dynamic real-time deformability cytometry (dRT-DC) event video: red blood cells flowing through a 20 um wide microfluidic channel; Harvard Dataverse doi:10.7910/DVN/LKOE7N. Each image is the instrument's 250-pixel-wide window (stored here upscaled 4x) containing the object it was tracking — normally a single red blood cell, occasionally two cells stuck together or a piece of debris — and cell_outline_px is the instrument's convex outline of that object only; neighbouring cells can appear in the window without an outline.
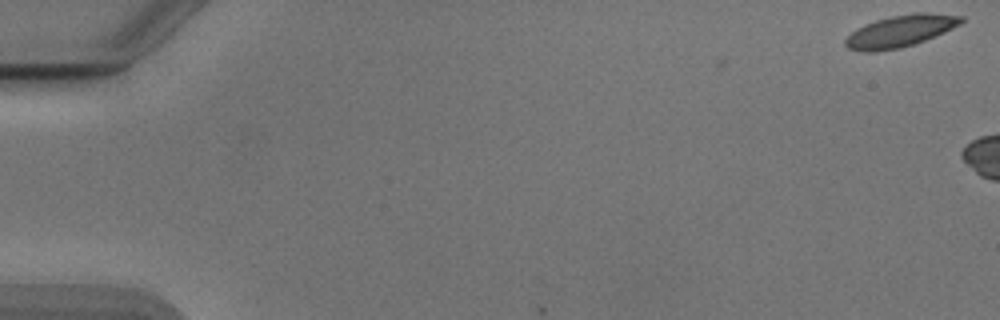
{"species": "Egyptian fruit bat (a non-hibernating species)", "species_latin": "Rousettus aegyptiacus", "temperature_condition": "cold", "stored_images_in_passage": 6, "camera_frame_rate_fps": 3000, "um_per_image_px": 0.085, "animal": {"sex": "male"}, "frame": {"image": 1, "passage_image": 1, "time_ms": 0.0, "image_size_px": [1000, 320], "cell_outline_px": [[964, 20], [960, 24], [944, 32], [924, 40], [900, 48], [872, 52], [864, 52], [848, 48], [844, 44], [844, 40], [856, 28], [864, 24], [876, 20], [892, 16], [916, 12], [924, 12], [964, 16]], "centroid_in_image_um": [76.5, 2.64], "position_along_channel_um": 8.5, "area_um2": 21.33}}